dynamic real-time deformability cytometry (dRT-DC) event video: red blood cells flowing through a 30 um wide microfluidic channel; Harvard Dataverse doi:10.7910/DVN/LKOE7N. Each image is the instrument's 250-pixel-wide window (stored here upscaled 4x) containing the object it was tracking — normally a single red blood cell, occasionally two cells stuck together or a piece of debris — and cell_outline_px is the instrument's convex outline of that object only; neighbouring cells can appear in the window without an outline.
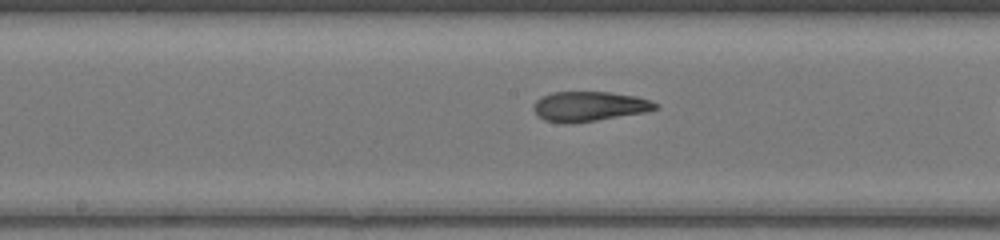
{"species": "common noctule bat (a hibernating species)", "species_latin": "Nyctalus noctula", "temperature_condition": "warm", "stored_images_in_passage": 24, "camera_frame_rate_fps": 3000, "um_per_image_px": 0.085, "animal": {"sex": "female", "body_mass_g": 17.0, "forearm_length_mm": 48.0}, "frame": {"image": 1, "passage_image": 11, "time_ms": 3.333, "image_size_px": [1000, 240], "cell_outline_px": [[660, 108], [644, 112], [596, 120], [568, 124], [564, 124], [544, 120], [536, 116], [532, 108], [532, 104], [536, 100], [552, 92], [608, 92], [636, 96], [648, 100], [656, 104]], "centroid_in_image_um": [50.01, 9.05], "position_along_channel_um": 198.2, "area_um2": 21.15}}
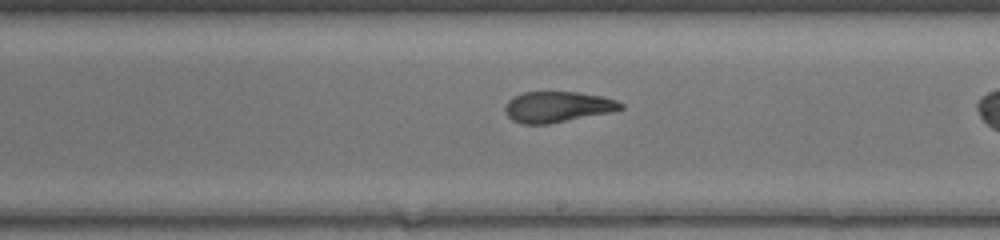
{"frame": {"image": 2, "passage_image": 14, "time_ms": 4.333, "image_size_px": [1000, 240], "cell_outline_px": [[624, 108], [608, 112], [548, 124], [520, 124], [512, 120], [508, 116], [504, 108], [508, 100], [512, 96], [524, 92], [580, 92], [604, 96], [616, 100], [624, 104]], "centroid_in_image_um": [47.36, 9.07], "position_along_channel_um": 241.6, "area_um2": 20.75}}
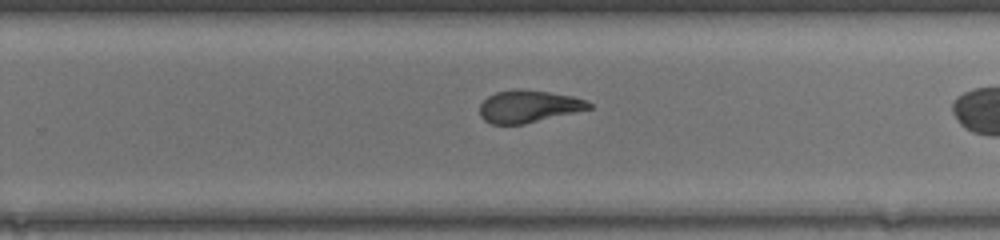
{"frame": {"image": 3, "passage_image": 17, "time_ms": 5.333, "image_size_px": [1000, 240], "cell_outline_px": [[592, 108], [524, 124], [492, 124], [484, 120], [480, 116], [480, 104], [488, 96], [496, 92], [548, 92], [572, 96], [584, 100], [592, 104]], "centroid_in_image_um": [44.92, 9.09], "position_along_channel_um": 284.9, "area_um2": 19.65}}